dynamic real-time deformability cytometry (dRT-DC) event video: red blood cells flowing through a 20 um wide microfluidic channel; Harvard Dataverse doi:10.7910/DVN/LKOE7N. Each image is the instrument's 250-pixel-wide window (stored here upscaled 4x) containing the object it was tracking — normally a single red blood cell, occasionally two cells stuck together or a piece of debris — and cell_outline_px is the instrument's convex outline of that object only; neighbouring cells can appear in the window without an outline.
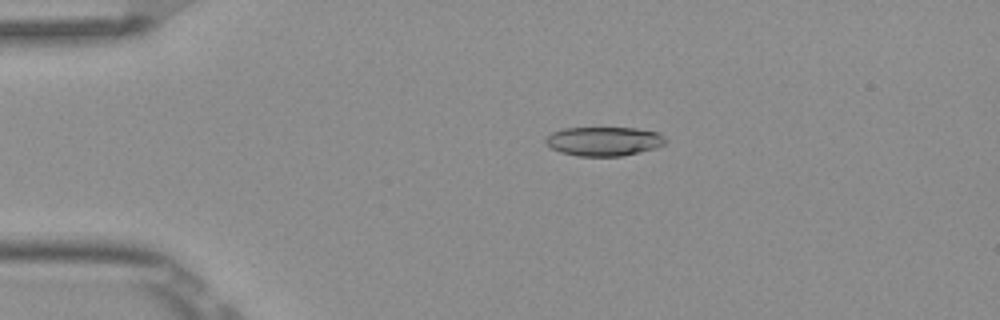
{"species": "Egyptian fruit bat (a non-hibernating species)", "species_latin": "Rousettus aegyptiacus", "temperature_condition": "room temperature", "stored_images_in_passage": 7, "camera_frame_rate_fps": 3000, "um_per_image_px": 0.085, "frame": {"image": 1, "passage_image": 3, "time_ms": 0.667, "image_size_px": [1000, 320], "cell_outline_px": [[668, 140], [664, 144], [656, 148], [624, 156], [576, 156], [560, 152], [552, 148], [544, 140], [552, 132], [564, 128], [636, 128], [656, 132], [664, 136]], "centroid_in_image_um": [51.35, 12.01], "position_along_channel_um": 33.6, "area_um2": 20.35}}
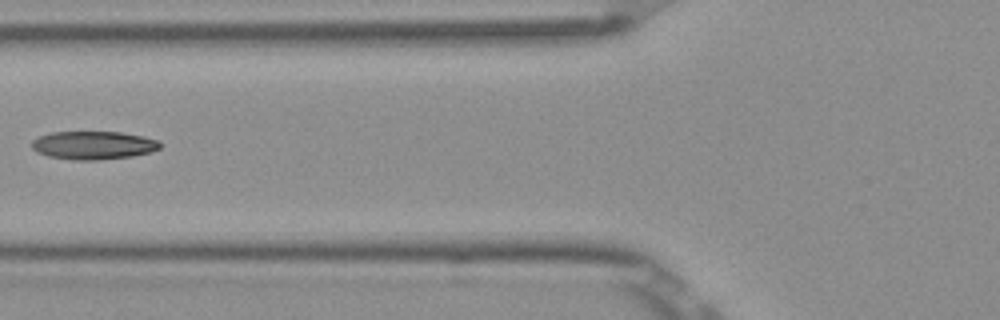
{"frame": {"image": 2, "passage_image": 6, "time_ms": 1.667, "image_size_px": [1000, 320], "cell_outline_px": [[164, 144], [160, 148], [152, 152], [132, 156], [96, 160], [76, 160], [48, 156], [36, 152], [32, 148], [32, 140], [40, 136], [52, 132], [120, 132], [144, 136], [160, 140]], "centroid_in_image_um": [7.99, 12.34], "position_along_channel_um": 117.8, "area_um2": 21.27}}
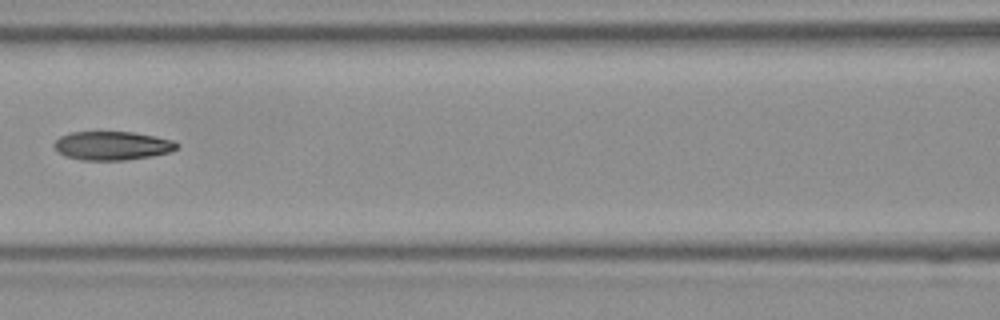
{"frame": {"image": 3, "passage_image": 7, "time_ms": 2.0, "image_size_px": [1000, 320], "cell_outline_px": [[180, 144], [176, 148], [168, 152], [152, 156], [124, 160], [80, 160], [64, 156], [52, 144], [60, 136], [68, 132], [136, 132], [156, 136], [172, 140]], "centroid_in_image_um": [9.52, 12.37], "position_along_channel_um": 157.1, "area_um2": 20.58}}